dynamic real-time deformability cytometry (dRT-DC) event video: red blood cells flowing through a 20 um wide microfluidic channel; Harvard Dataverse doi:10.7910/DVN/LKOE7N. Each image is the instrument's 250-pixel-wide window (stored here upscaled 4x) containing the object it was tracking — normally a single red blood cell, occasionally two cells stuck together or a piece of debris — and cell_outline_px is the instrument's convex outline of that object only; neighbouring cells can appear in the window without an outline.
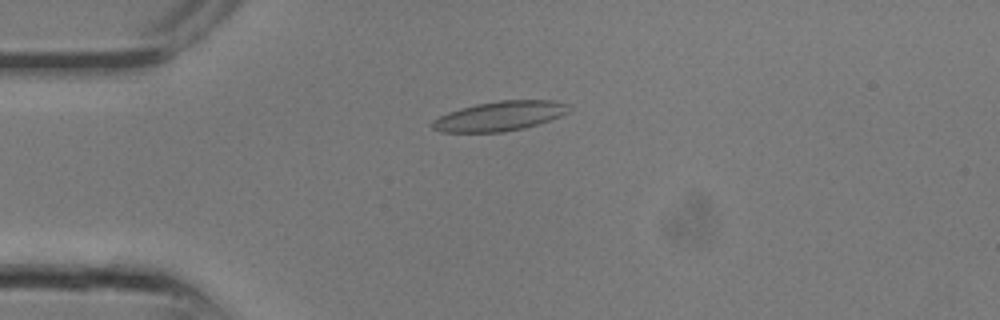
{"species": "common noctule bat (a hibernating species)", "species_latin": "Nyctalus noctula", "temperature_condition": "room temperature", "stored_images_in_passage": 7, "camera_frame_rate_fps": 3000, "um_per_image_px": 0.085, "animal": {"sex": "male", "body_mass_g": 13.3}, "frame": {"image": 1, "passage_image": 4, "time_ms": 1.0, "image_size_px": [1000, 320], "cell_outline_px": [[572, 104], [568, 112], [560, 116], [524, 128], [504, 132], [440, 132], [432, 128], [428, 124], [432, 120], [448, 112], [460, 108], [476, 104], [500, 100], [552, 100]], "centroid_in_image_um": [42.45, 9.86], "position_along_channel_um": 42.5, "area_um2": 23.7}}
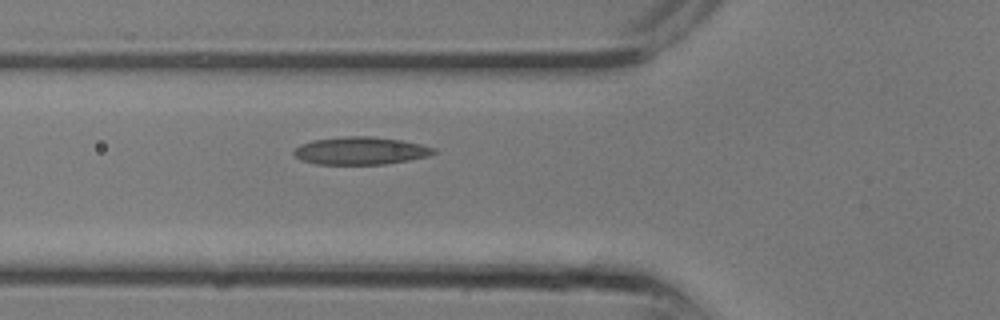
{"frame": {"image": 2, "passage_image": 7, "time_ms": 2.0, "image_size_px": [1000, 320], "cell_outline_px": [[436, 152], [428, 156], [408, 160], [384, 164], [316, 164], [300, 160], [292, 152], [300, 144], [312, 140], [344, 136], [372, 136], [400, 140], [420, 144], [436, 148]], "centroid_in_image_um": [30.62, 12.81], "position_along_channel_um": 95.2, "area_um2": 22.54}}